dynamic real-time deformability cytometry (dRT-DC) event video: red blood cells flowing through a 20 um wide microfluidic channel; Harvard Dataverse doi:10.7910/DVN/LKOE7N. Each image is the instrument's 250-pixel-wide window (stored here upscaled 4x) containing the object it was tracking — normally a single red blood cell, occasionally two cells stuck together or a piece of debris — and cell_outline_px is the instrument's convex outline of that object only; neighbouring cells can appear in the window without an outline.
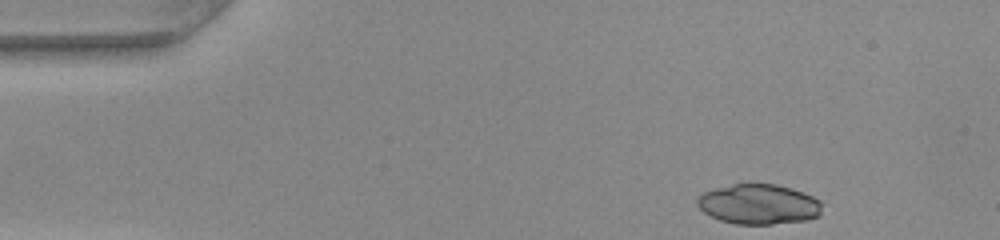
{"species": "common noctule bat (a hibernating species)", "species_latin": "Nyctalus noctula", "temperature_condition": "warm", "stored_images_in_passage": 36, "camera_frame_rate_fps": 3000, "um_per_image_px": 0.085, "animal": {"sex": "female", "body_mass_g": 22.0, "forearm_length_mm": 56.7}, "frame": {"image": 1, "passage_image": 1, "time_ms": 0.0, "image_size_px": [1000, 240], "cell_outline_px": [[820, 216], [808, 220], [772, 224], [736, 224], [720, 220], [704, 212], [696, 204], [696, 200], [704, 192], [716, 188], [748, 180], [776, 184], [804, 192], [820, 200]], "centroid_in_image_um": [64.49, 17.32], "position_along_channel_um": 20.5, "area_um2": 29.71}}